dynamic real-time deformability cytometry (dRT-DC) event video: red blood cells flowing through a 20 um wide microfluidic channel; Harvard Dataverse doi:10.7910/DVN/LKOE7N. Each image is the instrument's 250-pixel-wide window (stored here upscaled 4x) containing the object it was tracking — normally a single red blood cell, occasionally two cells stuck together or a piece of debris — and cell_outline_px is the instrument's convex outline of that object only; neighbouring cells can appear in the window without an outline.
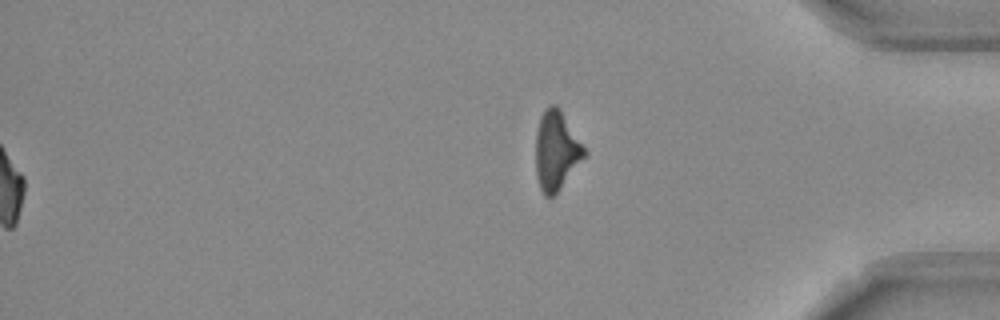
{"species": "Egyptian fruit bat (a non-hibernating species)", "species_latin": "Rousettus aegyptiacus", "temperature_condition": "room temperature", "stored_images_in_passage": 55, "segment_of_instrument_passage": [2, 2], "camera_frame_rate_fps": 3000, "um_per_image_px": 0.085, "frame": {"image": 1, "passage_image": 55, "time_ms": 18.0, "image_size_px": [1000, 320], "cell_outline_px": [[588, 152], [556, 192], [552, 196], [544, 196], [540, 188], [536, 176], [536, 132], [540, 116], [544, 108], [548, 104], [556, 104], [560, 108]], "centroid_in_image_um": [47.27, 12.74], "position_along_channel_um": 387.9, "area_um2": 22.25}}